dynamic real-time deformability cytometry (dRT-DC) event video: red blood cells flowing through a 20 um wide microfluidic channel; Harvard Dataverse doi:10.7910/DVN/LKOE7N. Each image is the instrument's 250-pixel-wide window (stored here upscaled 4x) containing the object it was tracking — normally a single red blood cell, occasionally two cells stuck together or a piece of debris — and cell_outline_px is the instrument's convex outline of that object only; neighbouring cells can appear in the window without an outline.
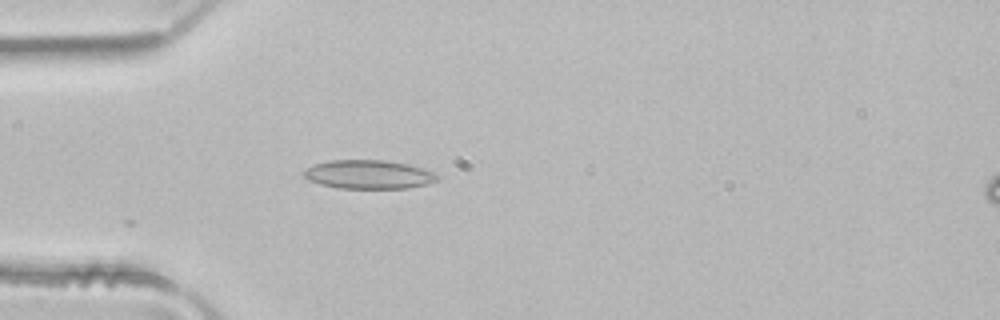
{"species": "common noctule bat (a hibernating species)", "species_latin": "Nyctalus noctula", "temperature_condition": "room temperature", "stored_images_in_passage": 4, "camera_frame_rate_fps": 3000, "um_per_image_px": 0.085, "animal": {"sex": "male", "body_mass_g": 21.5, "forearm_length_mm": 52.0}, "frame": {"image": 1, "passage_image": 4, "time_ms": 1.0, "image_size_px": [1000, 320], "cell_outline_px": [[440, 180], [428, 184], [404, 188], [340, 188], [320, 184], [308, 180], [304, 176], [304, 172], [308, 168], [316, 164], [328, 160], [384, 160], [404, 164], [436, 172]], "centroid_in_image_um": [31.35, 14.83], "position_along_channel_um": 53.6, "area_um2": 22.14}}